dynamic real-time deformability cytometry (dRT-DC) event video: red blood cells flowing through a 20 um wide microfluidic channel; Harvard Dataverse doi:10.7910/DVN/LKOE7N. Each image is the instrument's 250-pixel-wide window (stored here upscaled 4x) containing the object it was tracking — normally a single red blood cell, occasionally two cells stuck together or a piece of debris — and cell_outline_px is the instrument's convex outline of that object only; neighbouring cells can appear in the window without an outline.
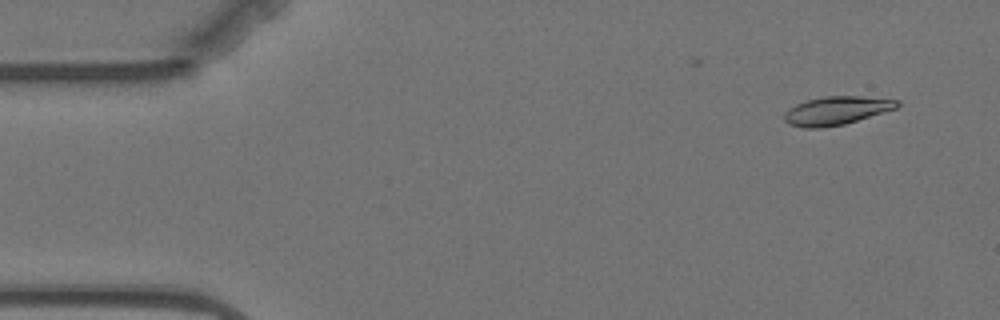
{"species": "Egyptian fruit bat (a non-hibernating species)", "species_latin": "Rousettus aegyptiacus", "temperature_condition": "warm", "stored_images_in_passage": 3, "camera_frame_rate_fps": 3000, "um_per_image_px": 0.085, "animal": {"sex": "female"}, "frame": {"image": 1, "passage_image": 3, "time_ms": 2.333, "image_size_px": [1000, 320], "cell_outline_px": [[900, 104], [896, 108], [844, 124], [820, 128], [804, 128], [788, 124], [784, 120], [784, 112], [788, 108], [796, 104], [808, 100], [824, 96], [860, 96], [900, 100]], "centroid_in_image_um": [71.06, 9.4], "position_along_channel_um": 13.9, "area_um2": 18.61}}